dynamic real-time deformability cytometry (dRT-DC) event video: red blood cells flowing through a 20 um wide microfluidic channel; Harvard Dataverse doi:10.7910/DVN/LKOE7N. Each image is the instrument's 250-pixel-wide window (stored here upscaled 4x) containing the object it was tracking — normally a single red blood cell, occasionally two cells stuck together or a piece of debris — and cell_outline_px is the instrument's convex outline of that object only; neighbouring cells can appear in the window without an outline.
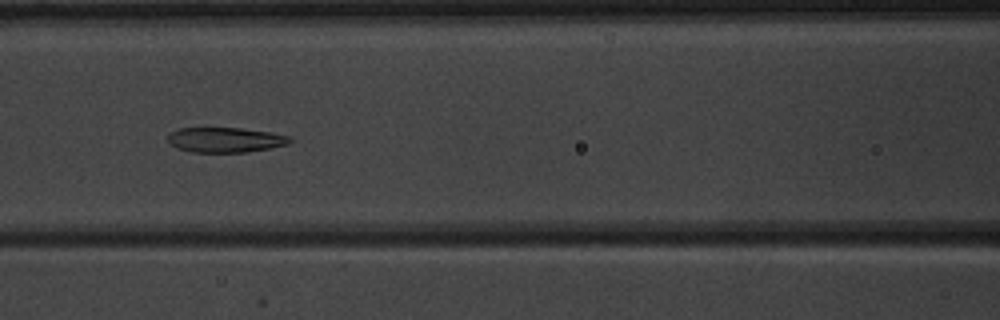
{"species": "common noctule bat (a hibernating species)", "species_latin": "Nyctalus noctula", "temperature_condition": "warm", "stored_images_in_passage": 9, "camera_frame_rate_fps": 3000, "um_per_image_px": 0.085, "animal": {"sex": "male", "body_mass_g": 20.1, "forearm_length_mm": 53.5}, "frame": {"image": 1, "passage_image": 7, "time_ms": 7.0, "image_size_px": [1000, 320], "cell_outline_px": [[292, 140], [288, 144], [272, 148], [248, 152], [192, 152], [176, 148], [168, 144], [168, 136], [172, 132], [180, 128], [240, 128], [272, 132], [292, 136]], "centroid_in_image_um": [19.19, 11.89], "position_along_channel_um": 147.4, "area_um2": 17.98}}
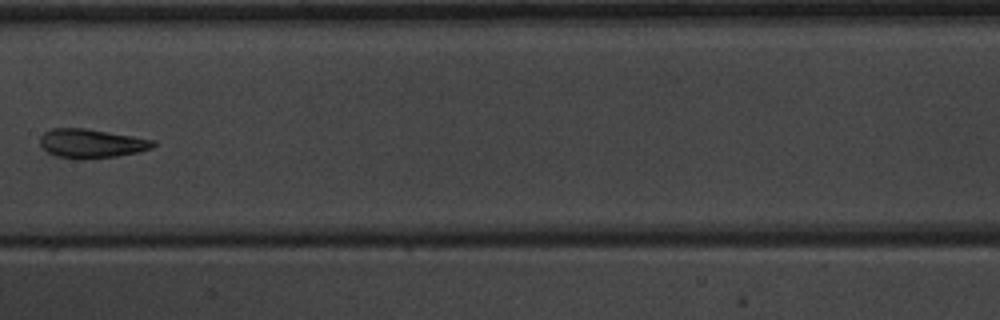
{"frame": {"image": 2, "passage_image": 8, "time_ms": 8.333, "image_size_px": [1000, 320], "cell_outline_px": [[156, 144], [152, 148], [140, 152], [116, 156], [80, 160], [76, 160], [56, 156], [48, 152], [40, 144], [40, 136], [44, 132], [52, 128], [88, 128], [156, 140]], "centroid_in_image_um": [7.78, 12.19], "position_along_channel_um": 199.6, "area_um2": 19.42}}
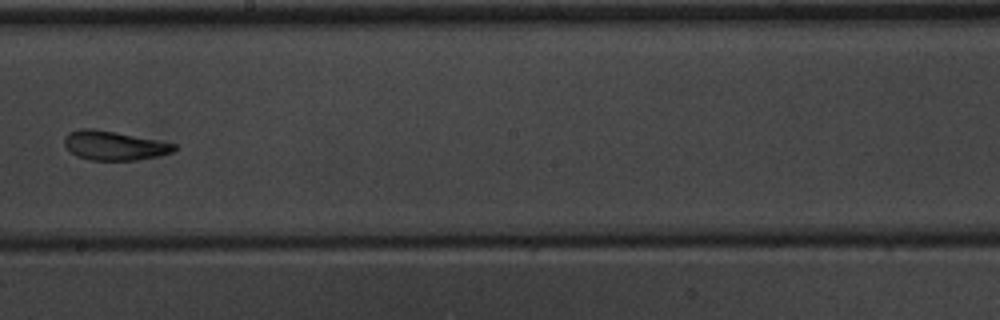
{"frame": {"image": 3, "passage_image": 9, "time_ms": 9.333, "image_size_px": [1000, 320], "cell_outline_px": [[176, 148], [172, 152], [156, 156], [136, 160], [92, 160], [76, 156], [64, 144], [64, 136], [68, 132], [80, 128], [92, 128], [116, 132], [160, 140], [176, 144]], "centroid_in_image_um": [9.68, 12.36], "position_along_channel_um": 238.5, "area_um2": 18.67}}